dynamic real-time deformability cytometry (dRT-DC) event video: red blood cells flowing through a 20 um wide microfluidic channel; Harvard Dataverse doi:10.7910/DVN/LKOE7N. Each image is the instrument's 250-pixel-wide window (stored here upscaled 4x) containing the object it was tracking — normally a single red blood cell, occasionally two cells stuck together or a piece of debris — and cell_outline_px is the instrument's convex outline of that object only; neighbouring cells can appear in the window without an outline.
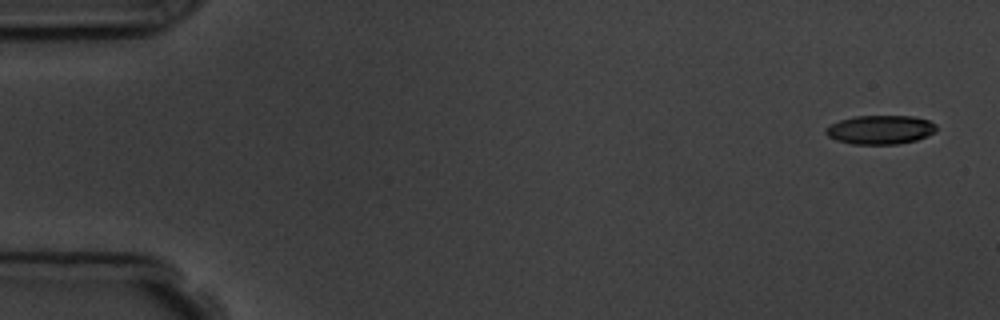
{"species": "common noctule bat (a hibernating species)", "species_latin": "Nyctalus noctula", "temperature_condition": "room temperature", "stored_images_in_passage": 5, "camera_frame_rate_fps": 3000, "um_per_image_px": 0.085, "animal": {"sex": "male", "body_mass_g": 19.5, "forearm_length_mm": 54.6}, "frame": {"image": 1, "passage_image": 1, "time_ms": 0.0, "image_size_px": [1000, 320], "cell_outline_px": [[936, 132], [916, 140], [896, 144], [852, 144], [836, 140], [828, 136], [824, 132], [824, 128], [840, 120], [852, 116], [912, 116], [928, 120], [936, 124]], "centroid_in_image_um": [74.81, 11.02], "position_along_channel_um": 10.2, "area_um2": 18.67}}
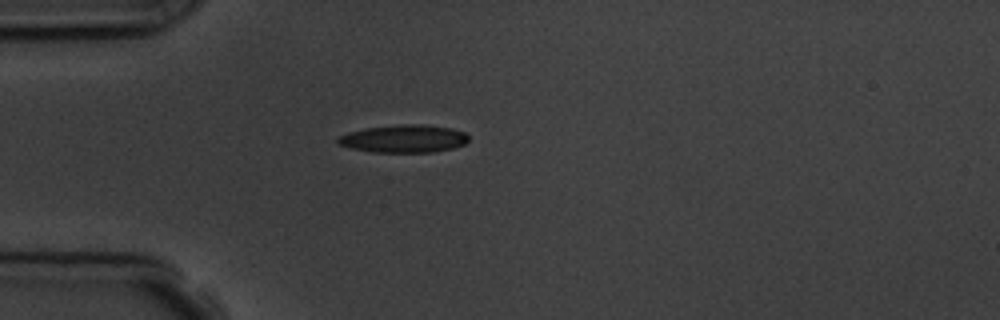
{"frame": {"image": 2, "passage_image": 4, "time_ms": 4.333, "image_size_px": [1000, 320], "cell_outline_px": [[468, 140], [464, 144], [452, 148], [432, 152], [372, 152], [352, 148], [336, 144], [336, 140], [340, 136], [348, 132], [368, 128], [404, 124], [420, 124], [452, 128], [464, 132], [468, 136]], "centroid_in_image_um": [34.32, 11.79], "position_along_channel_um": 50.7, "area_um2": 20.98}}